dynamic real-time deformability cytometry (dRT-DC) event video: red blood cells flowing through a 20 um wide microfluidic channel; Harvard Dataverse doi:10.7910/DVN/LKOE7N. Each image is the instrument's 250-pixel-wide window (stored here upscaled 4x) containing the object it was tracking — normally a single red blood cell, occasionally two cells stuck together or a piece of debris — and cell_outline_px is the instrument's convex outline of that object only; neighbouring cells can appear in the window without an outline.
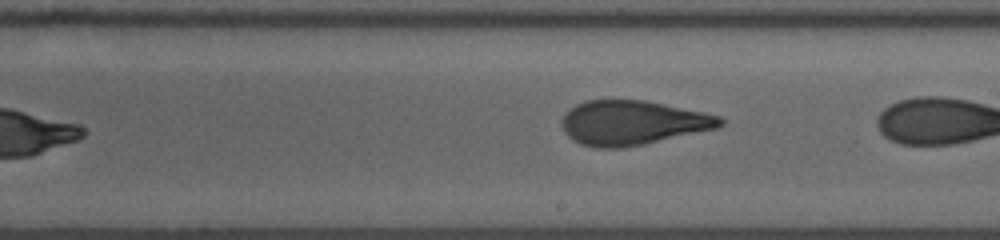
{"species": "human", "species_latin": "Homo sapiens", "temperature_condition": "room temperature", "stored_images_in_passage": 19, "camera_frame_rate_fps": 3000, "um_per_image_px": 0.085, "donor": {"sex": "male"}, "frame": {"image": 1, "passage_image": 19, "time_ms": 8.333, "image_size_px": [1000, 240], "cell_outline_px": [[724, 124], [716, 128], [644, 144], [620, 148], [596, 148], [580, 144], [572, 140], [564, 132], [564, 116], [576, 104], [584, 100], [644, 100], [704, 112], [720, 116], [724, 120]], "centroid_in_image_um": [53.78, 10.44], "position_along_channel_um": 235.2, "area_um2": 40.63}}